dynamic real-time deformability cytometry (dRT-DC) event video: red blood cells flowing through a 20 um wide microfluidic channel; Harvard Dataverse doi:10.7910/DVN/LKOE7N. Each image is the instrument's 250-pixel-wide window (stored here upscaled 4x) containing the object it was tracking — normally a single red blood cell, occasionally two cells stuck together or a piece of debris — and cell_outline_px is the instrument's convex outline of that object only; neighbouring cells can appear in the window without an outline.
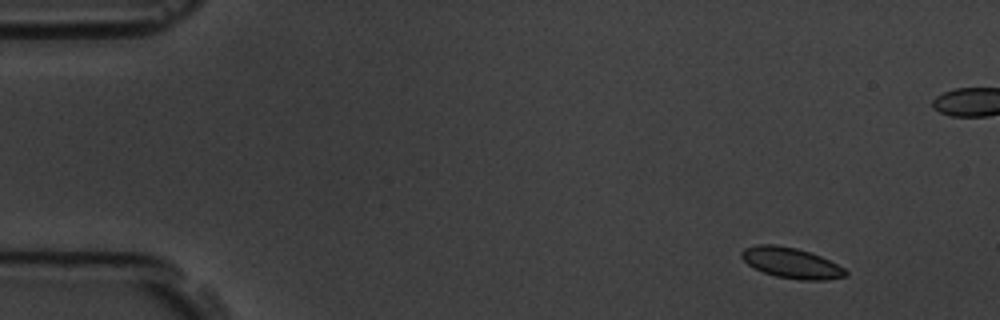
{"species": "common noctule bat (a hibernating species)", "species_latin": "Nyctalus noctula", "temperature_condition": "room temperature", "stored_images_in_passage": 18, "camera_frame_rate_fps": 3000, "um_per_image_px": 0.085, "animal": {"sex": "male", "body_mass_g": 19.5, "forearm_length_mm": 54.6}, "frame": {"image": 1, "passage_image": 6, "time_ms": 1.667, "image_size_px": [1000, 320], "cell_outline_px": [[848, 276], [824, 280], [800, 280], [776, 276], [764, 272], [748, 264], [740, 256], [740, 252], [744, 248], [760, 244], [776, 244], [796, 248], [820, 256], [844, 268], [848, 272]], "centroid_in_image_um": [67.25, 22.35], "position_along_channel_um": 17.7, "area_um2": 18.38}}